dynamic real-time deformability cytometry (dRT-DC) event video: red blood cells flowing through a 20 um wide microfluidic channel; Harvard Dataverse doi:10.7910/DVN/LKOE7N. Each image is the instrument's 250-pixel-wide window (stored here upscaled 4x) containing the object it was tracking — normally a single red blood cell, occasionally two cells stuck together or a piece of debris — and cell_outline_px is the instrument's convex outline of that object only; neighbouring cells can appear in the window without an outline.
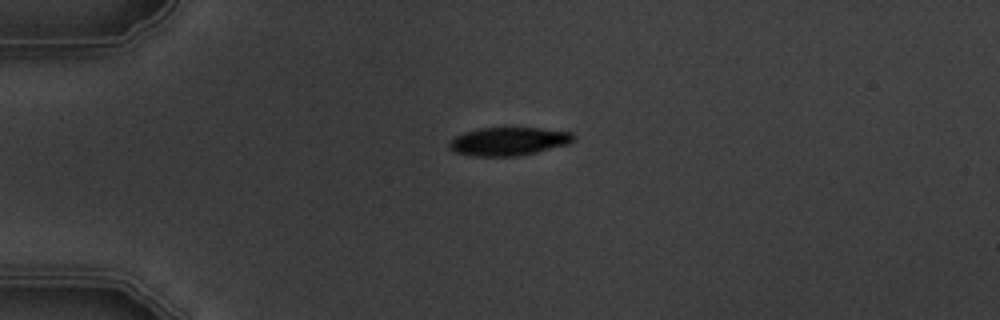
{"species": "common noctule bat (a hibernating species)", "species_latin": "Nyctalus noctula", "temperature_condition": "warm", "stored_images_in_passage": 3, "camera_frame_rate_fps": 3000, "um_per_image_px": 0.085, "animal": {"sex": "male", "body_mass_g": 19.5, "forearm_length_mm": 54.6}, "frame": {"image": 1, "passage_image": 1, "time_ms": 0.0, "image_size_px": [1000, 320], "cell_outline_px": [[576, 140], [568, 144], [520, 156], [476, 156], [452, 152], [448, 148], [448, 144], [456, 136], [464, 132], [480, 128], [536, 128], [572, 132], [576, 136]], "centroid_in_image_um": [43.23, 12.02], "position_along_channel_um": 41.8, "area_um2": 20.52}}
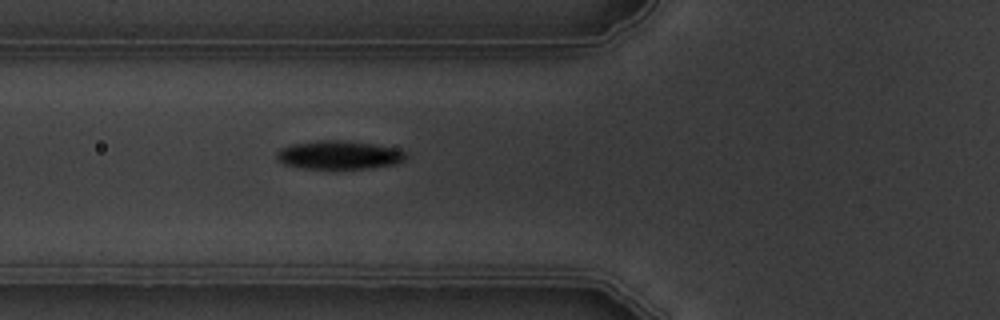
{"frame": {"image": 2, "passage_image": 3, "time_ms": 2.333, "image_size_px": [1000, 320], "cell_outline_px": [[408, 156], [404, 160], [396, 164], [368, 168], [304, 168], [284, 164], [276, 160], [276, 152], [280, 148], [292, 144], [316, 140], [348, 140], [396, 148], [404, 152]], "centroid_in_image_um": [28.79, 13.16], "position_along_channel_um": 97.0, "area_um2": 21.5}}